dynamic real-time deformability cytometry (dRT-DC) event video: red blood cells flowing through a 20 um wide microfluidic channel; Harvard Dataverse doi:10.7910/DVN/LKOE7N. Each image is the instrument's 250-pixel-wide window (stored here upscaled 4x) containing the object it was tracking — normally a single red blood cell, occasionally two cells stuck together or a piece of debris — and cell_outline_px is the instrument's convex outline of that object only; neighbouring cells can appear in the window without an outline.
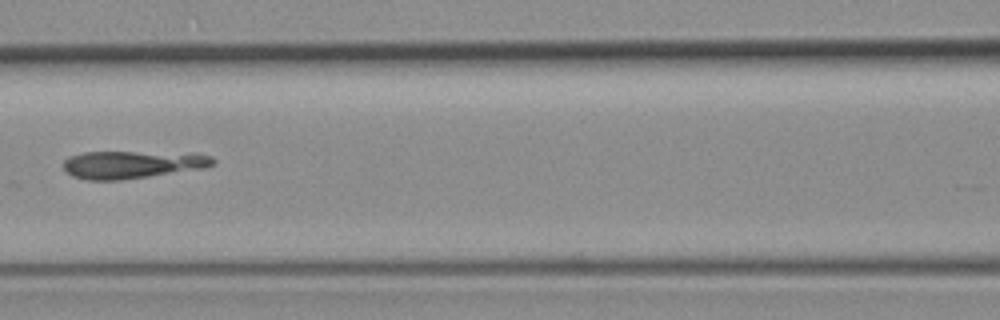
{"species": "common noctule bat (a hibernating species)", "species_latin": "Nyctalus noctula", "temperature_condition": "room temperature", "stored_images_in_passage": 8, "segment_of_instrument_passage": [1, 2], "camera_frame_rate_fps": 3000, "um_per_image_px": 0.085, "animal": {"sex": "female", "body_mass_g": 19.3, "forearm_length_mm": 54.1}, "frame": {"image": 1, "passage_image": 7, "time_ms": 7.333, "image_size_px": [1000, 320], "cell_outline_px": [[216, 164], [204, 168], [120, 180], [88, 180], [72, 176], [64, 168], [64, 160], [68, 156], [84, 152], [196, 152], [212, 156], [216, 160]], "centroid_in_image_um": [11.31, 13.96], "position_along_channel_um": 155.3, "area_um2": 24.39}}